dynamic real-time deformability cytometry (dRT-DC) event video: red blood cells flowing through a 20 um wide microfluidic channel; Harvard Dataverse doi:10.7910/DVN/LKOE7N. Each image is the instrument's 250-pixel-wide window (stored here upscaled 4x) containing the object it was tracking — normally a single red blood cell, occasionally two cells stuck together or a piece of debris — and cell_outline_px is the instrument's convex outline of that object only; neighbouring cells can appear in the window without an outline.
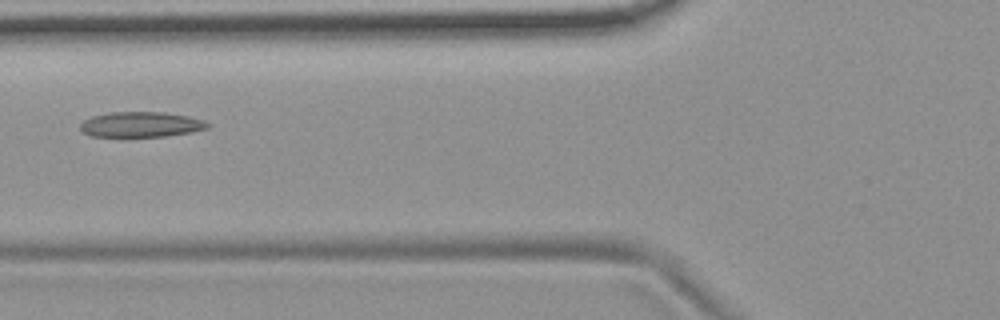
{"species": "common noctule bat (a hibernating species)", "species_latin": "Nyctalus noctula", "temperature_condition": "room temperature", "stored_images_in_passage": 7, "camera_frame_rate_fps": 3000, "um_per_image_px": 0.085, "animal": {"sex": "female", "body_mass_g": 19.9}, "frame": {"image": 1, "passage_image": 4, "time_ms": 4.667, "image_size_px": [1000, 320], "cell_outline_px": [[212, 124], [208, 128], [192, 132], [164, 136], [92, 136], [84, 132], [80, 128], [80, 124], [84, 120], [92, 116], [108, 112], [164, 112], [188, 116], [204, 120]], "centroid_in_image_um": [12.02, 10.57], "position_along_channel_um": 113.8, "area_um2": 18.73}}
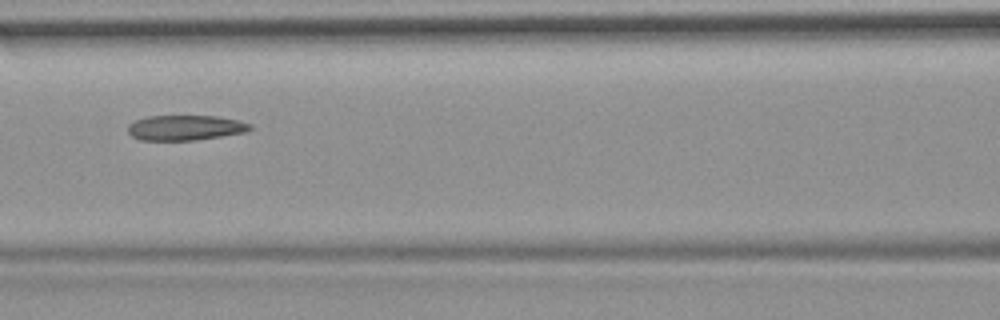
{"frame": {"image": 2, "passage_image": 5, "time_ms": 5.667, "image_size_px": [1000, 320], "cell_outline_px": [[252, 128], [244, 132], [220, 136], [192, 140], [140, 140], [132, 136], [128, 132], [128, 124], [136, 120], [148, 116], [220, 116], [240, 120], [252, 124]], "centroid_in_image_um": [15.75, 10.84], "position_along_channel_um": 150.8, "area_um2": 17.86}}